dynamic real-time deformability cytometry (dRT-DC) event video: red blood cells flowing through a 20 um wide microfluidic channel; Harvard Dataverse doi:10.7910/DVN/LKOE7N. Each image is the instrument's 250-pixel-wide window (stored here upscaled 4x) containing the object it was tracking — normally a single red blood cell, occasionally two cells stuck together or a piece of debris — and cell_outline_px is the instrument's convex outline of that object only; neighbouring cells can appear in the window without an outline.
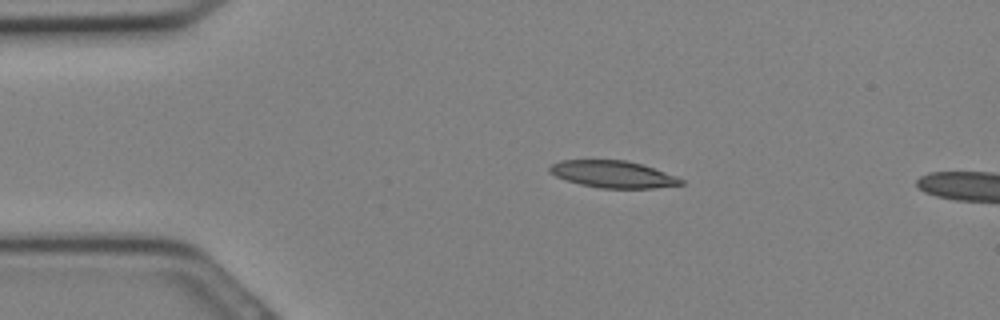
{"species": "Egyptian fruit bat (a non-hibernating species)", "species_latin": "Rousettus aegyptiacus", "temperature_condition": "cold", "stored_images_in_passage": 7, "camera_frame_rate_fps": 3000, "um_per_image_px": 0.085, "animal": {"sex": "female"}, "frame": {"image": 1, "passage_image": 5, "time_ms": 1.333, "image_size_px": [1000, 320], "cell_outline_px": [[684, 184], [656, 188], [600, 188], [580, 184], [556, 176], [548, 172], [548, 168], [552, 164], [560, 160], [624, 160], [644, 164], [676, 176], [684, 180]], "centroid_in_image_um": [52.12, 14.81], "position_along_channel_um": 32.9, "area_um2": 20.69}}